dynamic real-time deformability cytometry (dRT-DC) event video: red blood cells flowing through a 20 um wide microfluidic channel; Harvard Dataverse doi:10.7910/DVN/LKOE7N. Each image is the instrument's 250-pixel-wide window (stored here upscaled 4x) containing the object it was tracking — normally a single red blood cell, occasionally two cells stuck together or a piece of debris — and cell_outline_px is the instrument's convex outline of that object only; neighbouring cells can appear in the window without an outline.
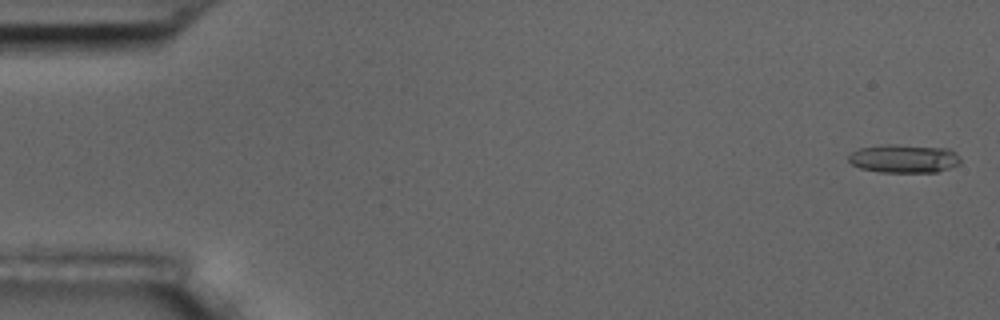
{"species": "common noctule bat (a hibernating species)", "species_latin": "Nyctalus noctula", "temperature_condition": "room temperature", "stored_images_in_passage": 6, "camera_frame_rate_fps": 3000, "um_per_image_px": 0.085, "animal": {"sex": "male", "body_mass_g": 17.5, "forearm_length_mm": 52.3}, "frame": {"image": 1, "passage_image": 1, "time_ms": 0.0, "image_size_px": [1000, 320], "cell_outline_px": [[960, 164], [936, 172], [880, 172], [860, 168], [852, 164], [848, 160], [848, 156], [852, 152], [860, 148], [880, 144], [896, 144], [948, 148], [960, 156]], "centroid_in_image_um": [76.83, 13.47], "position_along_channel_um": 8.2, "area_um2": 18.67}}
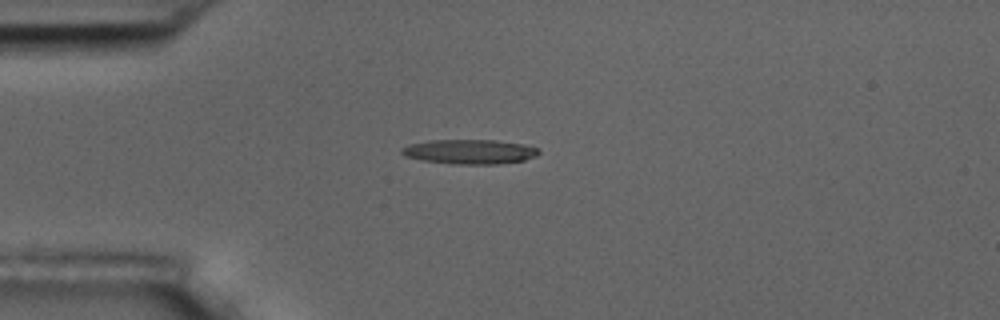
{"frame": {"image": 2, "passage_image": 5, "time_ms": 4.333, "image_size_px": [1000, 320], "cell_outline_px": [[540, 152], [536, 156], [524, 160], [500, 164], [452, 164], [424, 160], [404, 156], [400, 152], [400, 148], [412, 144], [428, 140], [496, 140], [524, 144], [536, 148]], "centroid_in_image_um": [39.92, 12.89], "position_along_channel_um": 45.1, "area_um2": 19.59}}